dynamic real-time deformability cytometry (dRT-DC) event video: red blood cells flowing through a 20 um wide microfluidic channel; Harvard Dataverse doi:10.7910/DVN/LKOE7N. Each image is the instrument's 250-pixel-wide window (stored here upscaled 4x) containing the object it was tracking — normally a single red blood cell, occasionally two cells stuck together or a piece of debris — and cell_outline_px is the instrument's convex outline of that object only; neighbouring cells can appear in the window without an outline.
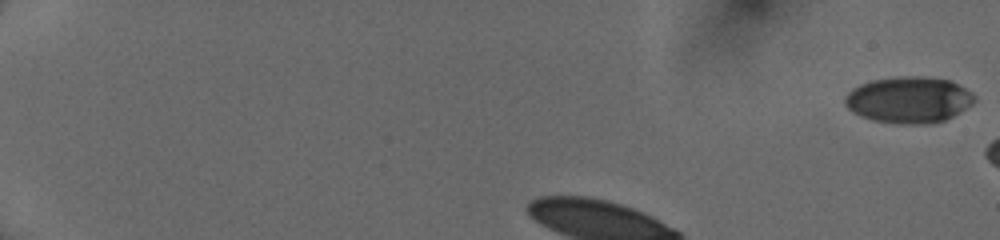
{"species": "human", "species_latin": "Homo sapiens", "temperature_condition": "cold", "stored_images_in_passage": 39, "camera_frame_rate_fps": 3000, "um_per_image_px": 0.085, "donor": {"sex": "female"}, "frame": {"image": 1, "passage_image": 1, "time_ms": 0.0, "image_size_px": [1000, 240], "cell_outline_px": [[976, 100], [972, 104], [960, 112], [944, 120], [928, 124], [900, 124], [872, 120], [852, 112], [844, 104], [844, 96], [852, 88], [860, 84], [872, 80], [896, 76], [928, 76], [952, 80], [972, 92], [976, 96]], "centroid_in_image_um": [77.25, 8.47], "position_along_channel_um": 7.7, "area_um2": 35.43}}
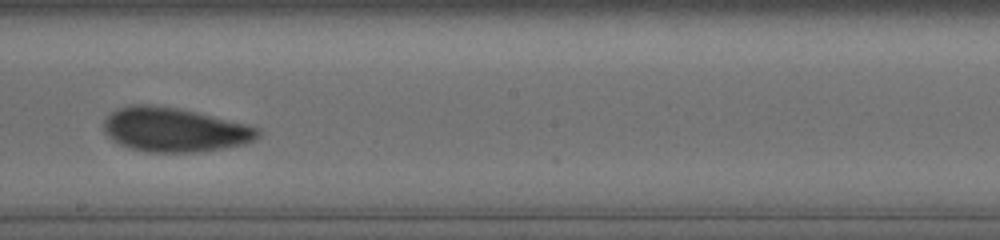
{"frame": {"image": 2, "passage_image": 23, "time_ms": 7.333, "image_size_px": [1000, 240], "cell_outline_px": [[260, 136], [248, 144], [204, 152], [152, 152], [132, 148], [120, 144], [112, 140], [104, 132], [104, 120], [116, 108], [132, 104], [148, 104], [176, 108], [196, 112], [248, 124], [260, 128]], "centroid_in_image_um": [14.87, 11.03], "position_along_channel_um": 233.3, "area_um2": 39.94}}
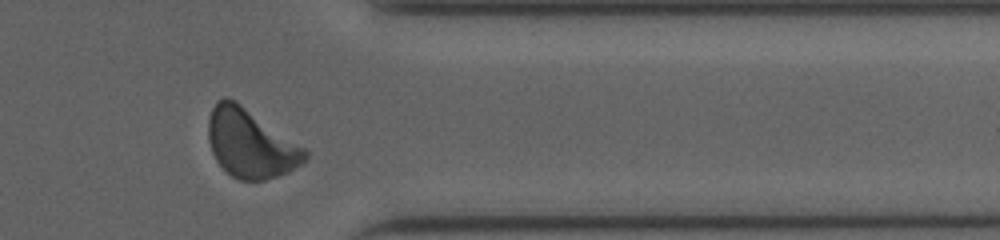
{"frame": {"image": 3, "passage_image": 35, "time_ms": 11.333, "image_size_px": [1000, 240], "cell_outline_px": [[308, 156], [300, 164], [288, 172], [264, 180], [240, 180], [232, 176], [216, 160], [212, 152], [208, 140], [208, 120], [212, 108], [216, 100], [224, 96], [228, 96], [236, 100], [304, 148], [308, 152]], "centroid_in_image_um": [21.25, 12.17], "position_along_channel_um": 390.2, "area_um2": 38.32}, "authors_computed_cell_mechanics": {"area_um2": 38.3214, "velocity_mm_per_s": 4.0199, "shape_relaxation_time_tau1_ms": 3.8012, "shape_relaxation_time_tau2_ms": 3.0064, "deformation_change_tau1": 0.1164, "deformation_change_tau2": 0.0651}}